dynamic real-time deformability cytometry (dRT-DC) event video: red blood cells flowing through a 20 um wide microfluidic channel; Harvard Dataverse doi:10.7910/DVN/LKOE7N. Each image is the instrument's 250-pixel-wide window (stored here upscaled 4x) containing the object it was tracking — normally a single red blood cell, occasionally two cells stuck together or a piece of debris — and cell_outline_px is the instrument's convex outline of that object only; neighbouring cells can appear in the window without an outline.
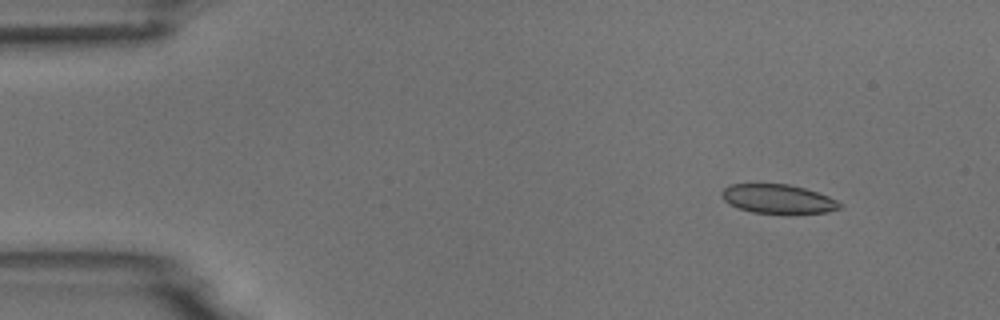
{"species": "common noctule bat (a hibernating species)", "species_latin": "Nyctalus noctula", "temperature_condition": "room temperature", "stored_images_in_passage": 4, "camera_frame_rate_fps": 3000, "um_per_image_px": 0.085, "animal": {"sex": "male", "body_mass_g": 18.8}, "frame": {"image": 1, "passage_image": 1, "time_ms": 0.0, "image_size_px": [1000, 320], "cell_outline_px": [[844, 204], [840, 208], [828, 212], [788, 216], [752, 212], [736, 208], [724, 200], [720, 196], [720, 192], [724, 188], [732, 184], [788, 184], [804, 188], [828, 196]], "centroid_in_image_um": [66.14, 16.96], "position_along_channel_um": 18.9, "area_um2": 20.75}}
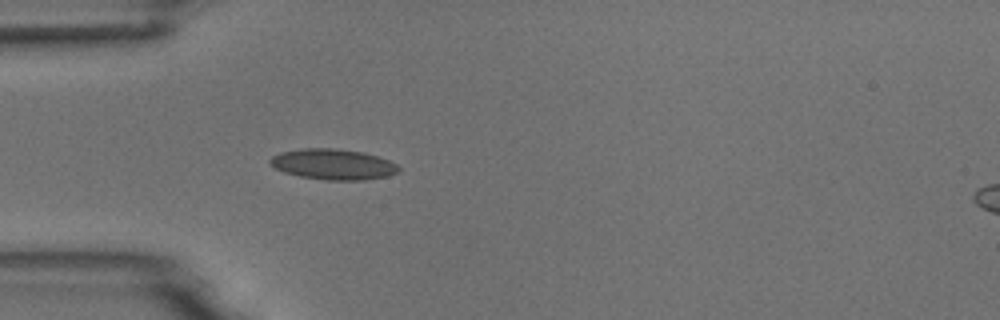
{"frame": {"image": 2, "passage_image": 4, "time_ms": 3.333, "image_size_px": [1000, 320], "cell_outline_px": [[400, 172], [388, 176], [364, 180], [328, 180], [300, 176], [284, 172], [268, 164], [268, 160], [272, 156], [280, 152], [304, 148], [332, 148], [364, 152], [388, 160], [396, 164], [400, 168]], "centroid_in_image_um": [28.31, 13.96], "position_along_channel_um": 56.7, "area_um2": 23.0}}